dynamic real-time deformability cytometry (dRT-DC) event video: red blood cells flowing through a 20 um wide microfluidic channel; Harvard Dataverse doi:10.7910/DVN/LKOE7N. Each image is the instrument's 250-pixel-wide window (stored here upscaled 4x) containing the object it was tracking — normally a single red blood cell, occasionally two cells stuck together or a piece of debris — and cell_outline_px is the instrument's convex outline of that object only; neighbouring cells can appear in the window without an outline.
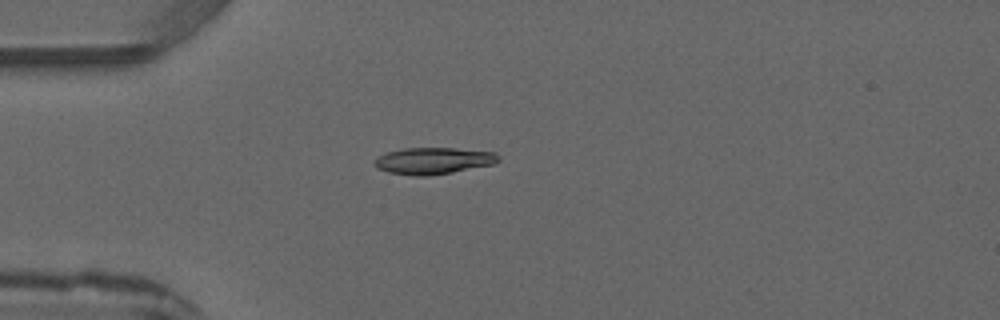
{"species": "common noctule bat (a hibernating species)", "species_latin": "Nyctalus noctula", "temperature_condition": "warm", "stored_images_in_passage": 1, "camera_frame_rate_fps": 3000, "um_per_image_px": 0.085, "animal": {"sex": "male", "forearm_length_mm": 52.5}, "frame": {"image": 1, "passage_image": 1, "time_ms": 0.0, "image_size_px": [1000, 320], "cell_outline_px": [[500, 160], [496, 164], [452, 172], [428, 176], [412, 176], [388, 172], [376, 168], [372, 164], [372, 160], [388, 152], [404, 148], [452, 148], [496, 152], [500, 156]], "centroid_in_image_um": [36.84, 13.67], "position_along_channel_um": 48.2, "area_um2": 19.48}}